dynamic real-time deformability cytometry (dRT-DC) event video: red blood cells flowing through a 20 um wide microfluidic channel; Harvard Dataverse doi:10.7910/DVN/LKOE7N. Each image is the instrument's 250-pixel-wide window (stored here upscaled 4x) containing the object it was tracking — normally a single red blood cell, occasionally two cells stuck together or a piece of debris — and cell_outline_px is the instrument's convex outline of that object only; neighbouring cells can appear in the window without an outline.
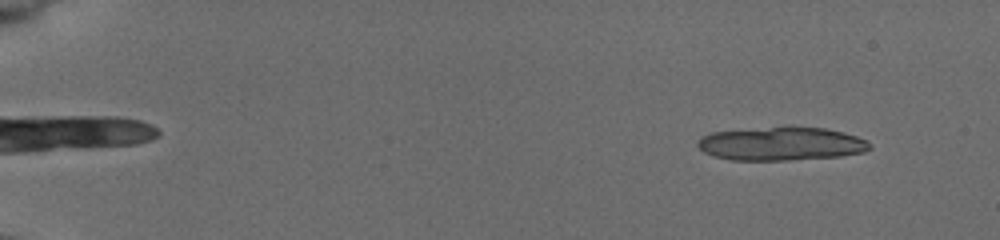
{"species": "common noctule bat (a hibernating species)", "species_latin": "Nyctalus noctula", "temperature_condition": "cold", "stored_images_in_passage": 19, "camera_frame_rate_fps": 3000, "um_per_image_px": 0.085, "animal": {"sex": "female", "body_mass_g": 19.5, "forearm_length_mm": 54.1}, "frame": {"image": 1, "passage_image": 5, "time_ms": 1.333, "image_size_px": [1000, 240], "cell_outline_px": [[872, 148], [864, 152], [840, 156], [784, 160], [732, 160], [712, 156], [704, 152], [696, 144], [696, 140], [700, 136], [712, 132], [788, 124], [792, 124], [824, 128], [856, 136], [868, 140], [872, 144]], "centroid_in_image_um": [66.38, 12.18], "position_along_channel_um": 18.6, "area_um2": 34.51}}